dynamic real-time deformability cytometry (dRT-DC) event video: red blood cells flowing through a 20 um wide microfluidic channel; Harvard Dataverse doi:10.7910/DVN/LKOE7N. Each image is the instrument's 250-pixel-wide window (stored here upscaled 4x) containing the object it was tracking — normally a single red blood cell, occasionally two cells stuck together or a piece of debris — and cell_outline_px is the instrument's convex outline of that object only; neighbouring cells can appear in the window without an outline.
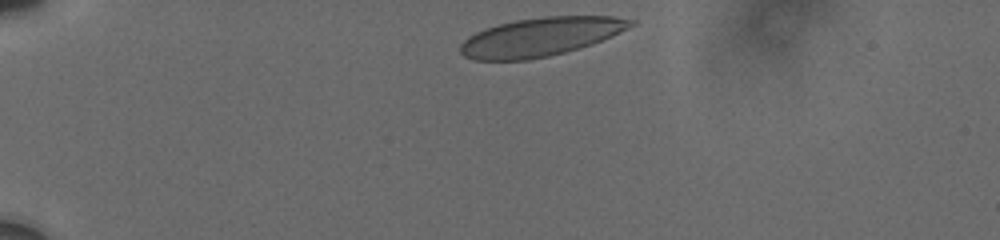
{"species": "human", "species_latin": "Homo sapiens", "temperature_condition": "cold", "stored_images_in_passage": 4, "camera_frame_rate_fps": 3000, "um_per_image_px": 0.085, "donor": {"sex": "male"}, "frame": {"image": 1, "passage_image": 1, "time_ms": 0.0, "image_size_px": [1000, 240], "cell_outline_px": [[636, 24], [612, 36], [592, 44], [580, 48], [548, 56], [528, 60], [476, 60], [464, 56], [460, 52], [460, 44], [468, 36], [484, 28], [516, 20], [544, 16], [612, 16], [636, 20]], "centroid_in_image_um": [45.96, 3.13], "position_along_channel_um": 39.0, "area_um2": 38.32}}
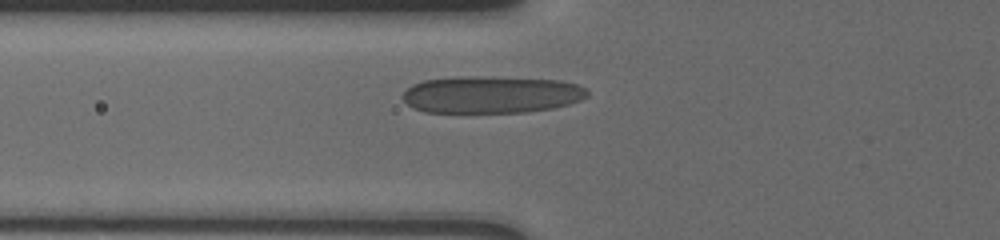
{"frame": {"image": 2, "passage_image": 4, "time_ms": 3.0, "image_size_px": [1000, 240], "cell_outline_px": [[588, 96], [580, 100], [568, 104], [552, 108], [524, 112], [424, 112], [412, 108], [400, 96], [412, 84], [424, 80], [456, 76], [480, 76], [560, 80], [576, 84], [588, 88]], "centroid_in_image_um": [41.74, 8.03], "position_along_channel_um": 84.1, "area_um2": 40.17}}